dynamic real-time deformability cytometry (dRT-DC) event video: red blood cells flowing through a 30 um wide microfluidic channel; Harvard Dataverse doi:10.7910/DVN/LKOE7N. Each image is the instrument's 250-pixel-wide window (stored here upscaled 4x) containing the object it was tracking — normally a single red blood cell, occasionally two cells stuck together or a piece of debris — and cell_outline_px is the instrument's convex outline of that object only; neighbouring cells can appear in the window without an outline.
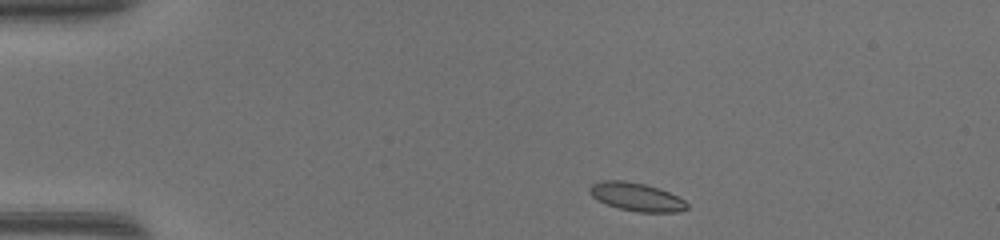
{"species": "common noctule bat (a hibernating species)", "species_latin": "Nyctalus noctula", "temperature_condition": "warm", "stored_images_in_passage": 40, "camera_frame_rate_fps": 3000, "um_per_image_px": 0.085, "animal": {"sex": "female", "body_mass_g": 17.0, "forearm_length_mm": 48.0}, "frame": {"image": 1, "passage_image": 1, "time_ms": 0.0, "image_size_px": [1000, 240], "cell_outline_px": [[688, 208], [676, 212], [640, 212], [616, 208], [596, 200], [588, 192], [588, 188], [592, 184], [600, 180], [624, 180], [644, 184], [668, 192], [684, 200], [688, 204]], "centroid_in_image_um": [54.03, 16.73], "position_along_channel_um": 31.0, "area_um2": 16.07}}
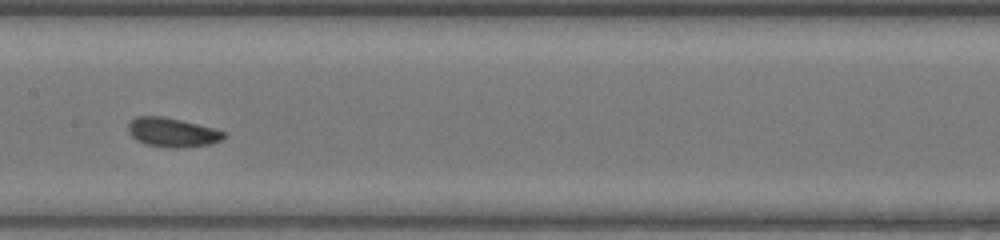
{"frame": {"image": 2, "passage_image": 17, "time_ms": 5.333, "image_size_px": [1000, 240], "cell_outline_px": [[224, 136], [220, 140], [212, 144], [176, 148], [168, 148], [144, 144], [136, 140], [128, 132], [128, 124], [136, 116], [160, 116], [180, 120], [212, 128], [224, 132]], "centroid_in_image_um": [14.59, 11.26], "position_along_channel_um": 192.8, "area_um2": 16.07}}
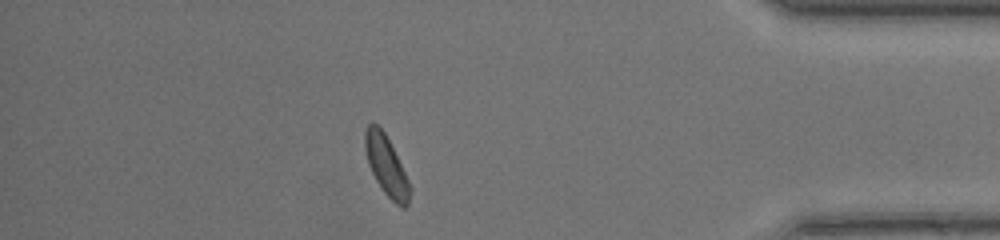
{"frame": {"image": 3, "passage_image": 34, "time_ms": 11.0, "image_size_px": [1000, 240], "cell_outline_px": [[412, 188], [408, 204], [404, 208], [400, 208], [380, 188], [368, 164], [364, 148], [364, 132], [368, 124], [372, 120], [384, 132]], "centroid_in_image_um": [32.82, 14.1], "position_along_channel_um": 402.4, "area_um2": 15.49}, "authors_computed_cell_mechanics": {"area_um2": 15.606, "velocity_mm_per_s": 4.3487, "shape_relaxation_time_tau1_ms": 2.5368, "shape_relaxation_time_tau2_ms": 7.5764, "deformation_change_tau1": 0.0975, "deformation_change_tau2": 0.095}}